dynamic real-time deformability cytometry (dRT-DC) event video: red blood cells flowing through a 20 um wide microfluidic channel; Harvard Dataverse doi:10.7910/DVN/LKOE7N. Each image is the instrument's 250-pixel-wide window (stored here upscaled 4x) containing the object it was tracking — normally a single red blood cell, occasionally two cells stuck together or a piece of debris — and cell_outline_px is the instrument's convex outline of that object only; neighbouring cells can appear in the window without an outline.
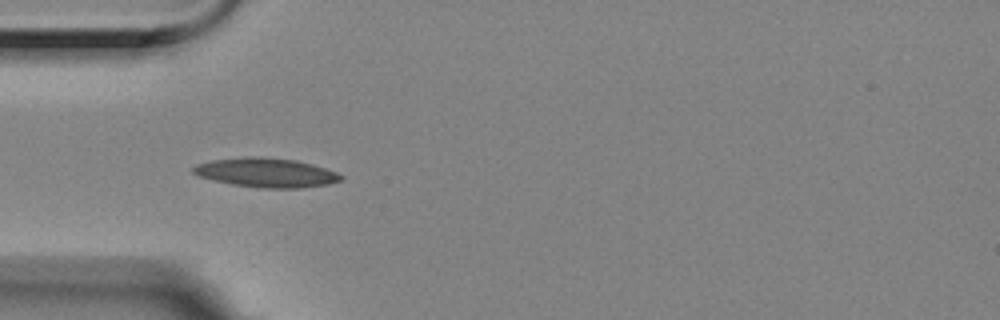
{"species": "Egyptian fruit bat (a non-hibernating species)", "species_latin": "Rousettus aegyptiacus", "temperature_condition": "room temperature", "stored_images_in_passage": 40, "camera_frame_rate_fps": 3000, "um_per_image_px": 0.085, "animal": {"sex": "female"}, "frame": {"image": 1, "passage_image": 1, "time_ms": 0.0, "image_size_px": [1000, 320], "cell_outline_px": [[344, 180], [328, 184], [300, 188], [260, 188], [232, 184], [212, 180], [200, 176], [192, 172], [192, 168], [196, 164], [212, 160], [248, 156], [296, 160], [312, 164], [336, 172], [344, 176]], "centroid_in_image_um": [22.63, 14.68], "position_along_channel_um": 62.4, "area_um2": 25.09}}
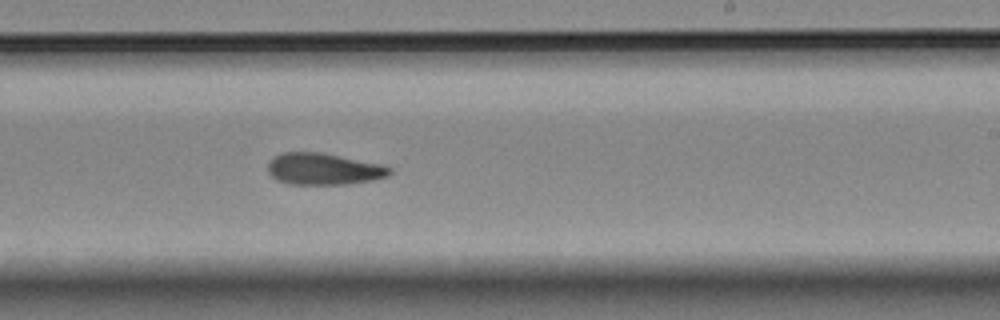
{"frame": {"image": 2, "passage_image": 18, "time_ms": 5.667, "image_size_px": [1000, 320], "cell_outline_px": [[392, 172], [388, 176], [372, 180], [348, 184], [288, 184], [276, 180], [268, 172], [268, 164], [276, 156], [284, 152], [320, 152], [380, 164], [392, 168]], "centroid_in_image_um": [27.51, 14.37], "position_along_channel_um": 261.5, "area_um2": 22.31}}
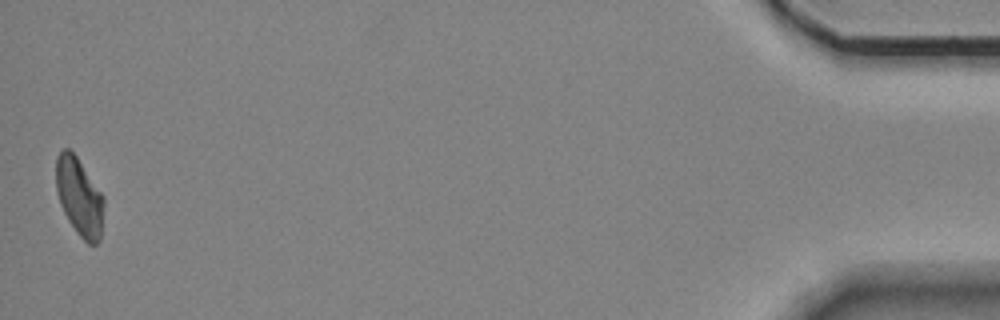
{"frame": {"image": 3, "passage_image": 40, "time_ms": 13.0, "image_size_px": [1000, 320], "cell_outline_px": [[104, 204], [100, 240], [96, 244], [88, 244], [76, 232], [68, 220], [60, 204], [56, 192], [56, 156], [64, 148], [68, 148], [76, 156], [104, 196]], "centroid_in_image_um": [6.74, 16.74], "position_along_channel_um": 428.5, "area_um2": 21.73}}